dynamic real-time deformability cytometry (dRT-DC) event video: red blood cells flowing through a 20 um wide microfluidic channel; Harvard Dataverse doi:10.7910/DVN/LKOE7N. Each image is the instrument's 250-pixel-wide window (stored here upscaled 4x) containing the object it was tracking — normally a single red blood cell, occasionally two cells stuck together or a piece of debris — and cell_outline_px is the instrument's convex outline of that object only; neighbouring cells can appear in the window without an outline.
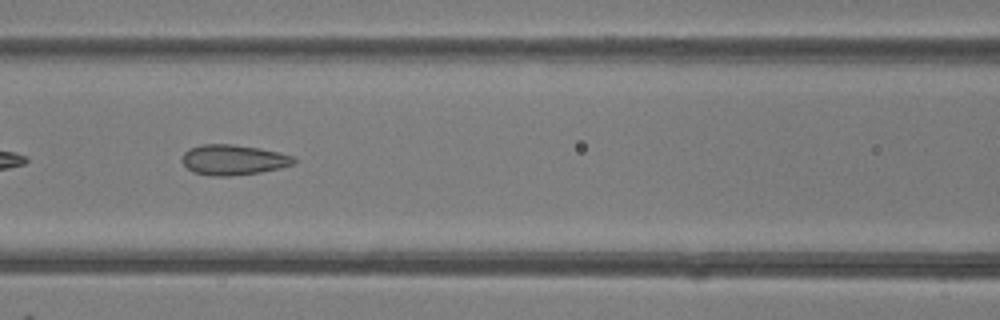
{"species": "common noctule bat (a hibernating species)", "species_latin": "Nyctalus noctula", "temperature_condition": "room temperature", "stored_images_in_passage": 48, "camera_frame_rate_fps": 3000, "um_per_image_px": 0.085, "animal": {"sex": "female"}, "frame": {"image": 1, "passage_image": 21, "time_ms": 6.667, "image_size_px": [1000, 320], "cell_outline_px": [[296, 160], [292, 164], [280, 168], [260, 172], [228, 176], [212, 176], [192, 172], [180, 160], [184, 152], [188, 148], [200, 144], [232, 144], [260, 148], [280, 152], [292, 156]], "centroid_in_image_um": [19.79, 13.57], "position_along_channel_um": 146.8, "area_um2": 19.83}, "authors_computed_cell_mechanics": {"area_um2": 21.4727, "velocity_mm_per_s": 4.2333, "shape_relaxation_time_tau1_ms": 8.2296, "shape_relaxation_time_tau2_ms": 1.3085, "deformation_change_tau1": 0.1691, "deformation_change_tau2": 0.088}}